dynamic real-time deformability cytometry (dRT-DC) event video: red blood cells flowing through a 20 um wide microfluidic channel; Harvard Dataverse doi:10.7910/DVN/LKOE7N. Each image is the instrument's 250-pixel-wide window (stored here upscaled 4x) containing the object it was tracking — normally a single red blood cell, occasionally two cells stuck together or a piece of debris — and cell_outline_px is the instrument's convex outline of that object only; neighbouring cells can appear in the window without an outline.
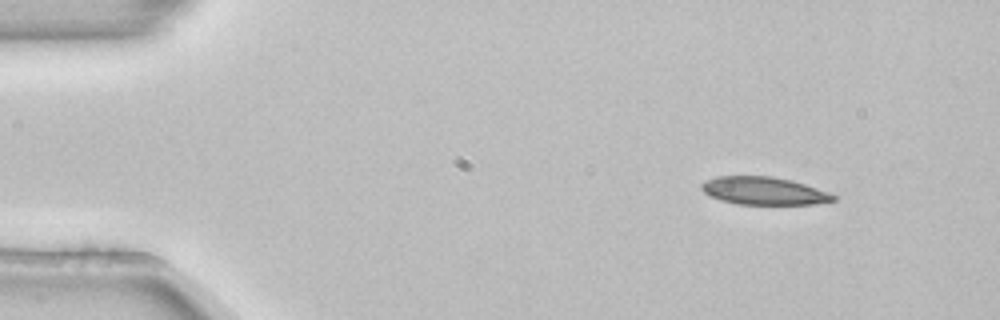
{"species": "common noctule bat (a hibernating species)", "species_latin": "Nyctalus noctula", "temperature_condition": "room temperature", "stored_images_in_passage": 4, "segment_of_instrument_passage": [1, 2], "camera_frame_rate_fps": 3000, "um_per_image_px": 0.085, "animal": {"sex": "female", "body_mass_g": 22.7, "forearm_length_mm": 54.2}, "frame": {"image": 1, "passage_image": 1, "time_ms": 0.0, "image_size_px": [1000, 320], "cell_outline_px": [[836, 200], [812, 204], [736, 204], [720, 200], [704, 192], [700, 188], [700, 184], [716, 176], [772, 176], [792, 180], [828, 192], [836, 196]], "centroid_in_image_um": [64.91, 16.22], "position_along_channel_um": 20.1, "area_um2": 21.21}}